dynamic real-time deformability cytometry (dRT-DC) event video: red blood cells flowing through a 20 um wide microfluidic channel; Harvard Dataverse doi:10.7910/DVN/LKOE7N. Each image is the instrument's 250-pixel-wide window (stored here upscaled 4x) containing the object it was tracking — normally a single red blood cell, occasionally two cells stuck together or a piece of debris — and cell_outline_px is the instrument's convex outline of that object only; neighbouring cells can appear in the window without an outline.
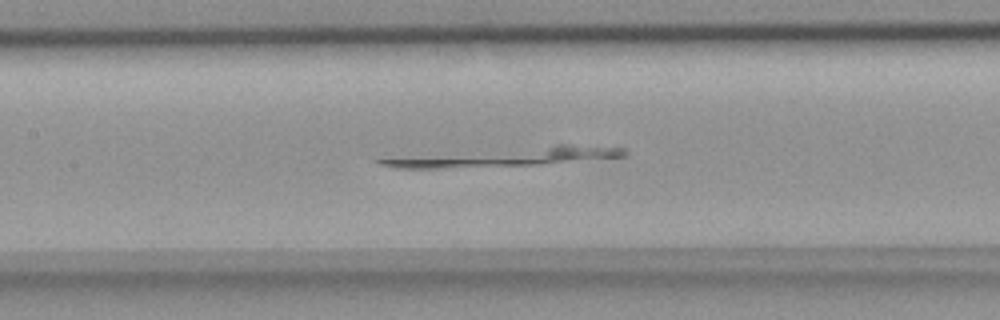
{"species": "common noctule bat (a hibernating species)", "species_latin": "Nyctalus noctula", "temperature_condition": "room temperature", "stored_images_in_passage": 44, "segment_of_instrument_passage": [1, 2], "camera_frame_rate_fps": 3000, "um_per_image_px": 0.085, "animal": {"sex": "female", "body_mass_g": 18.4}, "frame": {"image": 1, "passage_image": 15, "time_ms": 4.667, "image_size_px": [1000, 320], "cell_outline_px": [[628, 156], [532, 164], [436, 168], [396, 168], [380, 164], [376, 160], [556, 144], [568, 144], [624, 148], [628, 152]], "centroid_in_image_um": [43.2, 13.32], "position_along_channel_um": 164.2, "area_um2": 24.97}}